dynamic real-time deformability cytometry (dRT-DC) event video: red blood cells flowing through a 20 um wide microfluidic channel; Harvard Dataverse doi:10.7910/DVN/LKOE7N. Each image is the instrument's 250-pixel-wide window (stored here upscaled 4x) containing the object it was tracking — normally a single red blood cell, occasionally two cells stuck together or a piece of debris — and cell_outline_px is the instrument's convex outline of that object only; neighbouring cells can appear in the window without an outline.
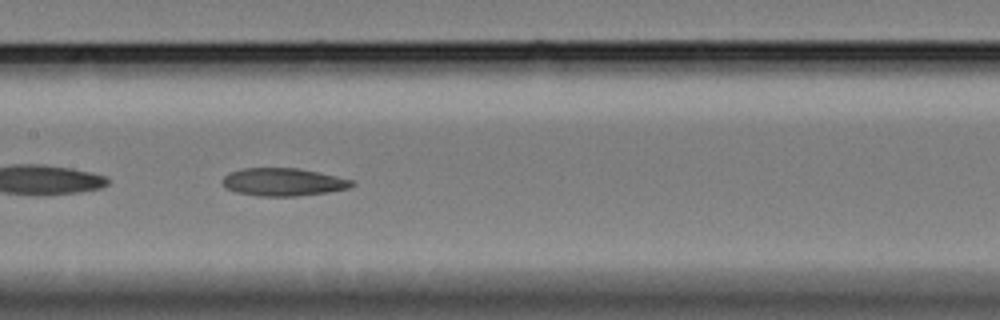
{"species": "Egyptian fruit bat (a non-hibernating species)", "species_latin": "Rousettus aegyptiacus", "temperature_condition": "cold", "stored_images_in_passage": 46, "camera_frame_rate_fps": 3000, "um_per_image_px": 0.085, "animal": {"sex": "female"}, "frame": {"image": 1, "passage_image": 20, "time_ms": 6.333, "image_size_px": [1000, 320], "cell_outline_px": [[356, 184], [348, 188], [328, 192], [296, 196], [256, 196], [236, 192], [228, 188], [220, 180], [228, 172], [244, 168], [300, 168], [320, 172], [356, 180]], "centroid_in_image_um": [24.11, 15.46], "position_along_channel_um": 183.3, "area_um2": 21.21}}
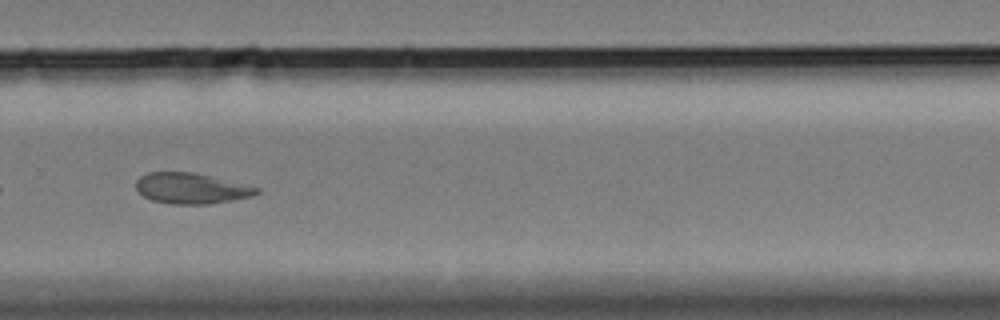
{"frame": {"image": 2, "passage_image": 32, "time_ms": 10.333, "image_size_px": [1000, 320], "cell_outline_px": [[260, 192], [252, 196], [232, 200], [208, 204], [172, 204], [152, 200], [144, 196], [136, 188], [136, 180], [140, 176], [148, 172], [192, 172], [260, 188]], "centroid_in_image_um": [16.23, 16.01], "position_along_channel_um": 313.6, "area_um2": 21.33}}